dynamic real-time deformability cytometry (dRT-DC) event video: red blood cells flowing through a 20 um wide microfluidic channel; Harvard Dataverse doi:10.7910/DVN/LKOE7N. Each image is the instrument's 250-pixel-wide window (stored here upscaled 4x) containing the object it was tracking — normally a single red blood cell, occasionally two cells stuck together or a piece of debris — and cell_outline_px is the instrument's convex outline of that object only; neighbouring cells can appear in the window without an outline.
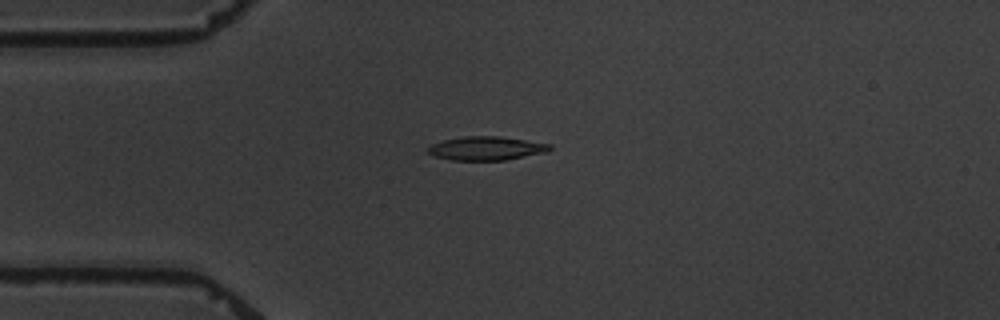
{"species": "common noctule bat (a hibernating species)", "species_latin": "Nyctalus noctula", "temperature_condition": "warm", "stored_images_in_passage": 5, "camera_frame_rate_fps": 3000, "um_per_image_px": 0.085, "animal": {"sex": "male", "body_mass_g": 19.5, "forearm_length_mm": 54.6}, "frame": {"image": 1, "passage_image": 4, "time_ms": 3.667, "image_size_px": [1000, 320], "cell_outline_px": [[552, 148], [548, 152], [504, 160], [452, 160], [432, 156], [428, 152], [428, 148], [432, 144], [444, 140], [464, 136], [500, 136], [552, 144]], "centroid_in_image_um": [41.36, 12.61], "position_along_channel_um": 43.6, "area_um2": 16.88}}